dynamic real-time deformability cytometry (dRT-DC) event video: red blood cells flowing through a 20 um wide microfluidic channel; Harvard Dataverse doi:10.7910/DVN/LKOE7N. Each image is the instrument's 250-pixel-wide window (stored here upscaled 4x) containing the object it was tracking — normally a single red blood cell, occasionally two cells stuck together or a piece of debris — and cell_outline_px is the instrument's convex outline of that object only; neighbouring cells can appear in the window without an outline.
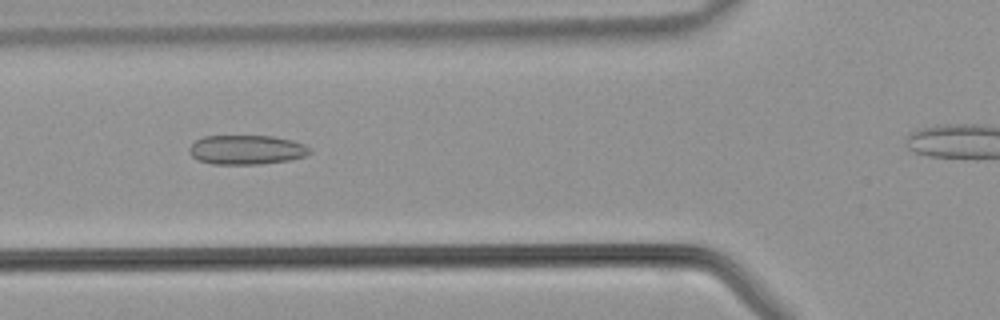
{"species": "common noctule bat (a hibernating species)", "species_latin": "Nyctalus noctula", "temperature_condition": "warm", "stored_images_in_passage": 26, "camera_frame_rate_fps": 3000, "um_per_image_px": 0.085, "animal": {"sex": "male", "body_mass_g": 21.5, "forearm_length_mm": 52.0}, "frame": {"image": 1, "passage_image": 7, "time_ms": 2.0, "image_size_px": [1000, 320], "cell_outline_px": [[312, 152], [304, 156], [292, 160], [260, 164], [212, 164], [196, 160], [188, 152], [188, 148], [196, 140], [204, 136], [272, 136], [292, 140], [304, 144], [312, 148]], "centroid_in_image_um": [20.96, 12.74], "position_along_channel_um": 104.8, "area_um2": 20.87}}
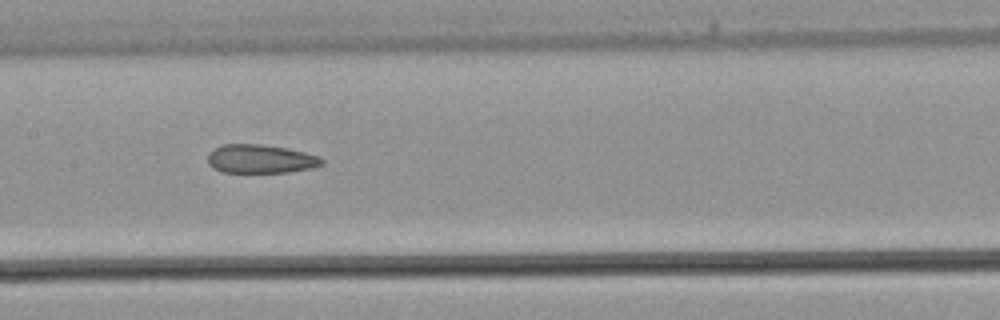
{"frame": {"image": 2, "passage_image": 12, "time_ms": 3.667, "image_size_px": [1000, 320], "cell_outline_px": [[324, 164], [312, 168], [288, 172], [220, 172], [212, 168], [208, 164], [208, 156], [216, 148], [224, 144], [260, 144], [284, 148], [304, 152], [320, 156], [324, 160]], "centroid_in_image_um": [22.16, 13.52], "position_along_channel_um": 185.2, "area_um2": 18.96}}
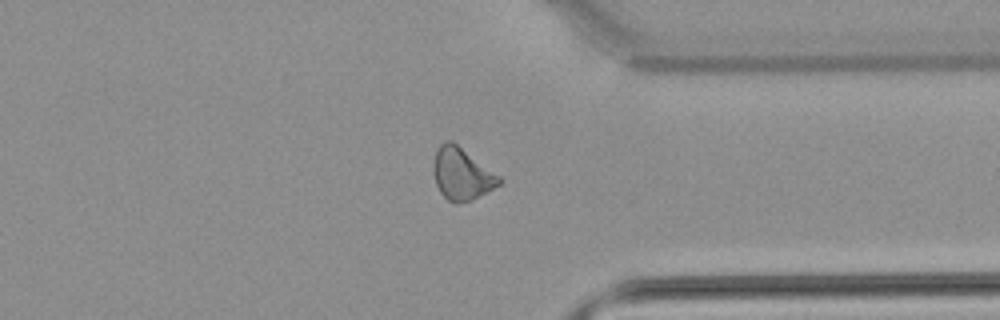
{"frame": {"image": 3, "passage_image": 24, "time_ms": 7.667, "image_size_px": [1000, 320], "cell_outline_px": [[504, 180], [500, 184], [472, 200], [456, 204], [448, 200], [440, 192], [436, 184], [432, 172], [432, 164], [436, 148], [444, 140], [452, 140], [500, 176]], "centroid_in_image_um": [39.21, 14.76], "position_along_channel_um": 372.2, "area_um2": 20.17}}